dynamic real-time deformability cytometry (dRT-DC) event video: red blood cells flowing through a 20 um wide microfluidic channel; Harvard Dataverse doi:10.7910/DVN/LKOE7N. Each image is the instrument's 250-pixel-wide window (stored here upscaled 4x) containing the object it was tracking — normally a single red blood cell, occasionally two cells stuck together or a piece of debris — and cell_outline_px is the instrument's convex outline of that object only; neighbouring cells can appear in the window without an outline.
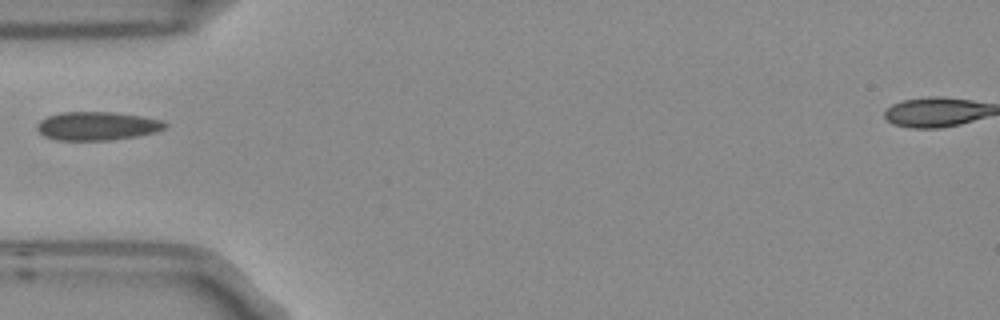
{"species": "Egyptian fruit bat (a non-hibernating species)", "species_latin": "Rousettus aegyptiacus", "temperature_condition": "room temperature", "stored_images_in_passage": 2, "camera_frame_rate_fps": 3000, "um_per_image_px": 0.085, "frame": {"image": 1, "passage_image": 1, "time_ms": 0.0, "image_size_px": [1000, 320], "cell_outline_px": [[168, 124], [164, 128], [156, 132], [136, 136], [112, 140], [56, 140], [44, 136], [36, 128], [36, 124], [40, 120], [48, 116], [60, 112], [112, 112], [140, 116], [164, 120]], "centroid_in_image_um": [8.25, 10.71], "position_along_channel_um": 76.8, "area_um2": 21.33}}
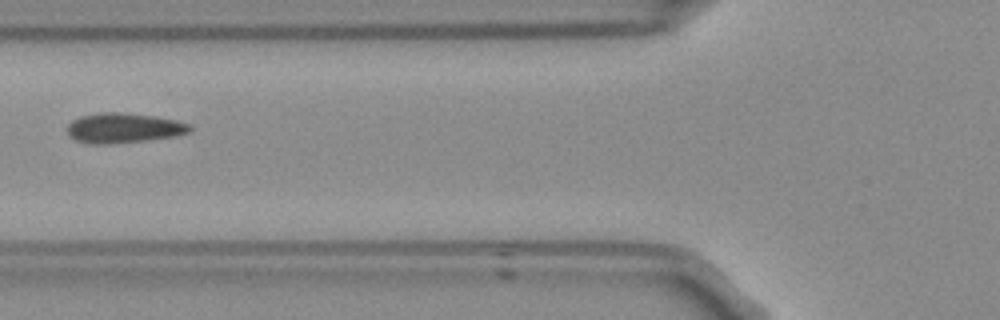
{"frame": {"image": 2, "passage_image": 2, "time_ms": 0.333, "image_size_px": [1000, 320], "cell_outline_px": [[192, 132], [172, 136], [144, 140], [108, 144], [92, 144], [76, 140], [68, 136], [68, 124], [72, 120], [80, 116], [100, 112], [120, 112], [156, 116], [176, 120], [192, 124]], "centroid_in_image_um": [10.51, 10.87], "position_along_channel_um": 115.3, "area_um2": 21.44}}